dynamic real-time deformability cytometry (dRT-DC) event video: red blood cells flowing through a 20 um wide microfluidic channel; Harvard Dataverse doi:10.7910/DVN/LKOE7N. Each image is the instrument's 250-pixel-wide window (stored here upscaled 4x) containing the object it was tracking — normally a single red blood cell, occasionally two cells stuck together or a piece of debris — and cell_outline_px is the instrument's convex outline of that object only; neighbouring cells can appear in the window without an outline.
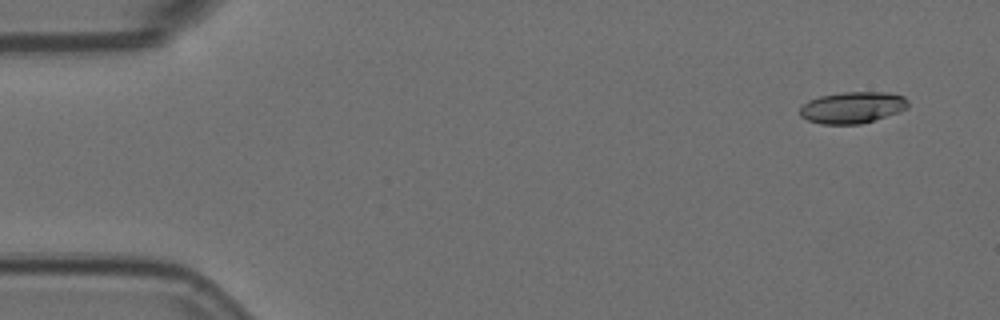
{"species": "Egyptian fruit bat (a non-hibernating species)", "species_latin": "Rousettus aegyptiacus", "temperature_condition": "room temperature", "stored_images_in_passage": 4, "camera_frame_rate_fps": 3000, "um_per_image_px": 0.085, "animal": {"sex": "female"}, "frame": {"image": 1, "passage_image": 1, "time_ms": 0.0, "image_size_px": [1000, 320], "cell_outline_px": [[908, 108], [860, 124], [820, 124], [808, 120], [800, 116], [800, 108], [808, 100], [820, 96], [844, 92], [888, 92], [904, 96], [908, 100]], "centroid_in_image_um": [72.44, 9.13], "position_along_channel_um": 12.6, "area_um2": 19.71}}
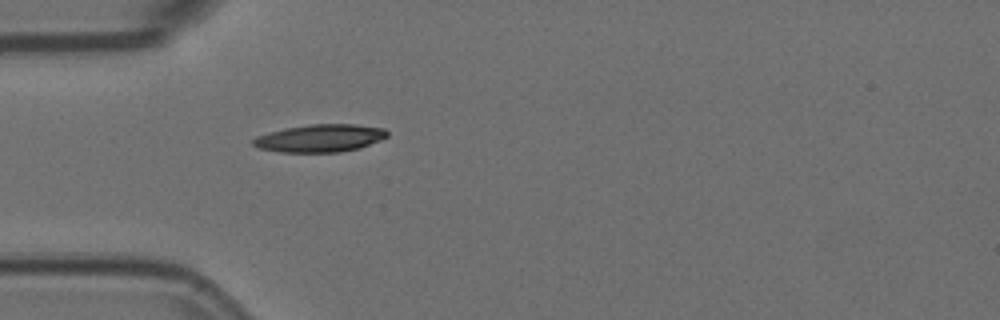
{"frame": {"image": 2, "passage_image": 4, "time_ms": 1.0, "image_size_px": [1000, 320], "cell_outline_px": [[388, 136], [380, 140], [360, 148], [340, 152], [280, 152], [260, 148], [252, 144], [252, 140], [256, 136], [268, 132], [308, 124], [356, 124], [384, 128], [388, 132]], "centroid_in_image_um": [27.22, 11.74], "position_along_channel_um": 57.8, "area_um2": 21.62}}